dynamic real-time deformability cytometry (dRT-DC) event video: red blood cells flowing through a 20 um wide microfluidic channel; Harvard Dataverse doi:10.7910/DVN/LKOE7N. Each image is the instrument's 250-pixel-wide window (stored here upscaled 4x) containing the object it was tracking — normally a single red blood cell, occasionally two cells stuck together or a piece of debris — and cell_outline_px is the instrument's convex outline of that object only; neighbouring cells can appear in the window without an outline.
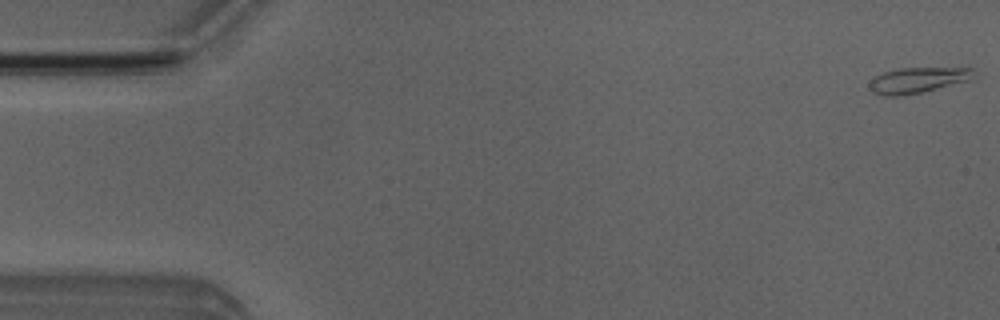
{"species": "Egyptian fruit bat (a non-hibernating species)", "species_latin": "Rousettus aegyptiacus", "temperature_condition": "room temperature", "stored_images_in_passage": 5, "camera_frame_rate_fps": 3000, "um_per_image_px": 0.085, "animal": {"sex": "male"}, "frame": {"image": 1, "passage_image": 1, "time_ms": 0.0, "image_size_px": [1000, 320], "cell_outline_px": [[976, 80], [920, 92], [896, 96], [884, 96], [872, 92], [868, 84], [876, 76], [884, 72], [900, 68], [972, 68], [976, 72]], "centroid_in_image_um": [78.1, 6.81], "position_along_channel_um": 6.9, "area_um2": 15.72}}